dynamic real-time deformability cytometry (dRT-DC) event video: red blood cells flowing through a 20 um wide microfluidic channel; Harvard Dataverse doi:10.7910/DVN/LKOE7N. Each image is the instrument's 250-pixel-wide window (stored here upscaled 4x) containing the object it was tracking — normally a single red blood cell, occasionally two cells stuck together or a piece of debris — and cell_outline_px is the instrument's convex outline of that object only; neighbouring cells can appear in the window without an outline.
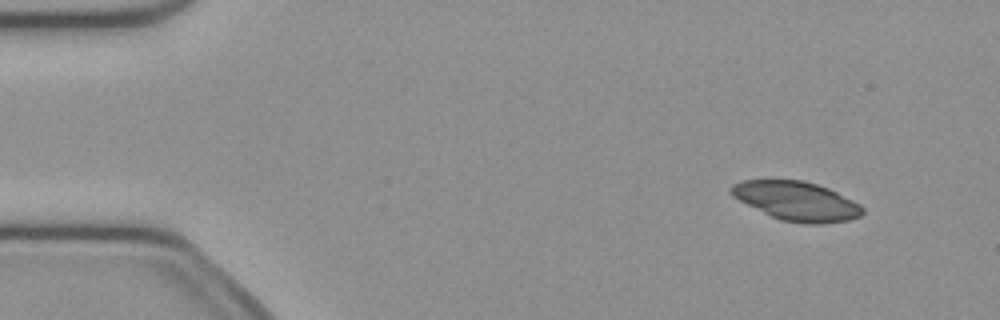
{"species": "common noctule bat (a hibernating species)", "species_latin": "Nyctalus noctula", "temperature_condition": "cold", "stored_images_in_passage": 48, "camera_frame_rate_fps": 3000, "um_per_image_px": 0.085, "animal": {"sex": "female", "body_mass_g": 21.9}, "frame": {"image": 1, "passage_image": 1, "time_ms": 0.0, "image_size_px": [1000, 320], "cell_outline_px": [[864, 212], [860, 216], [848, 220], [824, 224], [804, 224], [780, 220], [732, 196], [728, 192], [728, 188], [732, 184], [744, 180], [804, 180], [828, 188], [860, 204], [864, 208]], "centroid_in_image_um": [67.71, 17.09], "position_along_channel_um": 17.3, "area_um2": 29.82}}